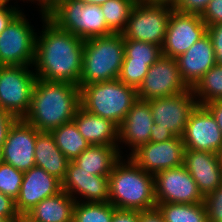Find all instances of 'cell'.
<instances>
[{
	"mask_svg": "<svg viewBox=\"0 0 222 222\" xmlns=\"http://www.w3.org/2000/svg\"><path fill=\"white\" fill-rule=\"evenodd\" d=\"M207 34L213 44L216 64L222 65V23L207 26Z\"/></svg>",
	"mask_w": 222,
	"mask_h": 222,
	"instance_id": "cell-37",
	"label": "cell"
},
{
	"mask_svg": "<svg viewBox=\"0 0 222 222\" xmlns=\"http://www.w3.org/2000/svg\"><path fill=\"white\" fill-rule=\"evenodd\" d=\"M154 178L156 204L204 202L195 180L183 165L161 170Z\"/></svg>",
	"mask_w": 222,
	"mask_h": 222,
	"instance_id": "cell-12",
	"label": "cell"
},
{
	"mask_svg": "<svg viewBox=\"0 0 222 222\" xmlns=\"http://www.w3.org/2000/svg\"><path fill=\"white\" fill-rule=\"evenodd\" d=\"M216 119L222 132V100H214L204 105Z\"/></svg>",
	"mask_w": 222,
	"mask_h": 222,
	"instance_id": "cell-43",
	"label": "cell"
},
{
	"mask_svg": "<svg viewBox=\"0 0 222 222\" xmlns=\"http://www.w3.org/2000/svg\"><path fill=\"white\" fill-rule=\"evenodd\" d=\"M217 156H218L219 164L222 170V148L217 152Z\"/></svg>",
	"mask_w": 222,
	"mask_h": 222,
	"instance_id": "cell-49",
	"label": "cell"
},
{
	"mask_svg": "<svg viewBox=\"0 0 222 222\" xmlns=\"http://www.w3.org/2000/svg\"><path fill=\"white\" fill-rule=\"evenodd\" d=\"M16 7H10L8 4L0 9V33L6 29L10 21L20 12Z\"/></svg>",
	"mask_w": 222,
	"mask_h": 222,
	"instance_id": "cell-41",
	"label": "cell"
},
{
	"mask_svg": "<svg viewBox=\"0 0 222 222\" xmlns=\"http://www.w3.org/2000/svg\"><path fill=\"white\" fill-rule=\"evenodd\" d=\"M10 0H0V9L5 7Z\"/></svg>",
	"mask_w": 222,
	"mask_h": 222,
	"instance_id": "cell-50",
	"label": "cell"
},
{
	"mask_svg": "<svg viewBox=\"0 0 222 222\" xmlns=\"http://www.w3.org/2000/svg\"><path fill=\"white\" fill-rule=\"evenodd\" d=\"M35 164L48 174L63 181L70 160L57 147L50 132H40L34 147Z\"/></svg>",
	"mask_w": 222,
	"mask_h": 222,
	"instance_id": "cell-23",
	"label": "cell"
},
{
	"mask_svg": "<svg viewBox=\"0 0 222 222\" xmlns=\"http://www.w3.org/2000/svg\"><path fill=\"white\" fill-rule=\"evenodd\" d=\"M43 28L36 35L35 59L37 79L63 81L80 85L84 40L58 28L42 12Z\"/></svg>",
	"mask_w": 222,
	"mask_h": 222,
	"instance_id": "cell-1",
	"label": "cell"
},
{
	"mask_svg": "<svg viewBox=\"0 0 222 222\" xmlns=\"http://www.w3.org/2000/svg\"><path fill=\"white\" fill-rule=\"evenodd\" d=\"M149 66L138 62H123L118 79L136 90L144 80Z\"/></svg>",
	"mask_w": 222,
	"mask_h": 222,
	"instance_id": "cell-33",
	"label": "cell"
},
{
	"mask_svg": "<svg viewBox=\"0 0 222 222\" xmlns=\"http://www.w3.org/2000/svg\"><path fill=\"white\" fill-rule=\"evenodd\" d=\"M173 6L149 4L138 0L130 13L124 39L163 45Z\"/></svg>",
	"mask_w": 222,
	"mask_h": 222,
	"instance_id": "cell-7",
	"label": "cell"
},
{
	"mask_svg": "<svg viewBox=\"0 0 222 222\" xmlns=\"http://www.w3.org/2000/svg\"><path fill=\"white\" fill-rule=\"evenodd\" d=\"M13 222H38V221L32 219L27 214H19L18 217Z\"/></svg>",
	"mask_w": 222,
	"mask_h": 222,
	"instance_id": "cell-47",
	"label": "cell"
},
{
	"mask_svg": "<svg viewBox=\"0 0 222 222\" xmlns=\"http://www.w3.org/2000/svg\"><path fill=\"white\" fill-rule=\"evenodd\" d=\"M139 222H164L162 214L157 208L139 211Z\"/></svg>",
	"mask_w": 222,
	"mask_h": 222,
	"instance_id": "cell-44",
	"label": "cell"
},
{
	"mask_svg": "<svg viewBox=\"0 0 222 222\" xmlns=\"http://www.w3.org/2000/svg\"><path fill=\"white\" fill-rule=\"evenodd\" d=\"M36 32L21 11L0 33V66H31L35 59Z\"/></svg>",
	"mask_w": 222,
	"mask_h": 222,
	"instance_id": "cell-9",
	"label": "cell"
},
{
	"mask_svg": "<svg viewBox=\"0 0 222 222\" xmlns=\"http://www.w3.org/2000/svg\"><path fill=\"white\" fill-rule=\"evenodd\" d=\"M139 1L149 4H166L173 6L177 0H139Z\"/></svg>",
	"mask_w": 222,
	"mask_h": 222,
	"instance_id": "cell-46",
	"label": "cell"
},
{
	"mask_svg": "<svg viewBox=\"0 0 222 222\" xmlns=\"http://www.w3.org/2000/svg\"><path fill=\"white\" fill-rule=\"evenodd\" d=\"M16 120V117L0 108V148H3L8 132Z\"/></svg>",
	"mask_w": 222,
	"mask_h": 222,
	"instance_id": "cell-39",
	"label": "cell"
},
{
	"mask_svg": "<svg viewBox=\"0 0 222 222\" xmlns=\"http://www.w3.org/2000/svg\"><path fill=\"white\" fill-rule=\"evenodd\" d=\"M0 222H10L6 217L0 216Z\"/></svg>",
	"mask_w": 222,
	"mask_h": 222,
	"instance_id": "cell-51",
	"label": "cell"
},
{
	"mask_svg": "<svg viewBox=\"0 0 222 222\" xmlns=\"http://www.w3.org/2000/svg\"><path fill=\"white\" fill-rule=\"evenodd\" d=\"M164 222H202L206 216L204 202L195 204H156Z\"/></svg>",
	"mask_w": 222,
	"mask_h": 222,
	"instance_id": "cell-27",
	"label": "cell"
},
{
	"mask_svg": "<svg viewBox=\"0 0 222 222\" xmlns=\"http://www.w3.org/2000/svg\"><path fill=\"white\" fill-rule=\"evenodd\" d=\"M62 189L67 192L75 201L78 194L86 203H107L109 202V176L94 175L70 161L67 172L62 181Z\"/></svg>",
	"mask_w": 222,
	"mask_h": 222,
	"instance_id": "cell-18",
	"label": "cell"
},
{
	"mask_svg": "<svg viewBox=\"0 0 222 222\" xmlns=\"http://www.w3.org/2000/svg\"><path fill=\"white\" fill-rule=\"evenodd\" d=\"M182 80L192 89L204 74L216 65L211 38L206 33L184 54L176 58Z\"/></svg>",
	"mask_w": 222,
	"mask_h": 222,
	"instance_id": "cell-20",
	"label": "cell"
},
{
	"mask_svg": "<svg viewBox=\"0 0 222 222\" xmlns=\"http://www.w3.org/2000/svg\"><path fill=\"white\" fill-rule=\"evenodd\" d=\"M202 222H210L207 217Z\"/></svg>",
	"mask_w": 222,
	"mask_h": 222,
	"instance_id": "cell-53",
	"label": "cell"
},
{
	"mask_svg": "<svg viewBox=\"0 0 222 222\" xmlns=\"http://www.w3.org/2000/svg\"><path fill=\"white\" fill-rule=\"evenodd\" d=\"M204 205L210 222H222V185L204 197Z\"/></svg>",
	"mask_w": 222,
	"mask_h": 222,
	"instance_id": "cell-34",
	"label": "cell"
},
{
	"mask_svg": "<svg viewBox=\"0 0 222 222\" xmlns=\"http://www.w3.org/2000/svg\"><path fill=\"white\" fill-rule=\"evenodd\" d=\"M121 157L109 174V203L115 208L146 211L156 208L154 175L130 157Z\"/></svg>",
	"mask_w": 222,
	"mask_h": 222,
	"instance_id": "cell-3",
	"label": "cell"
},
{
	"mask_svg": "<svg viewBox=\"0 0 222 222\" xmlns=\"http://www.w3.org/2000/svg\"><path fill=\"white\" fill-rule=\"evenodd\" d=\"M23 176V171L2 162L0 165V192L16 200L19 196Z\"/></svg>",
	"mask_w": 222,
	"mask_h": 222,
	"instance_id": "cell-32",
	"label": "cell"
},
{
	"mask_svg": "<svg viewBox=\"0 0 222 222\" xmlns=\"http://www.w3.org/2000/svg\"><path fill=\"white\" fill-rule=\"evenodd\" d=\"M124 55L122 33H113L84 40L80 85L117 79Z\"/></svg>",
	"mask_w": 222,
	"mask_h": 222,
	"instance_id": "cell-4",
	"label": "cell"
},
{
	"mask_svg": "<svg viewBox=\"0 0 222 222\" xmlns=\"http://www.w3.org/2000/svg\"><path fill=\"white\" fill-rule=\"evenodd\" d=\"M206 33L207 25L200 15L173 9L161 47L162 55L176 59Z\"/></svg>",
	"mask_w": 222,
	"mask_h": 222,
	"instance_id": "cell-11",
	"label": "cell"
},
{
	"mask_svg": "<svg viewBox=\"0 0 222 222\" xmlns=\"http://www.w3.org/2000/svg\"><path fill=\"white\" fill-rule=\"evenodd\" d=\"M63 191L62 181L48 174L43 168L34 166L24 172L19 196L15 200L19 214H26L45 198Z\"/></svg>",
	"mask_w": 222,
	"mask_h": 222,
	"instance_id": "cell-17",
	"label": "cell"
},
{
	"mask_svg": "<svg viewBox=\"0 0 222 222\" xmlns=\"http://www.w3.org/2000/svg\"><path fill=\"white\" fill-rule=\"evenodd\" d=\"M115 207L107 203H86L79 199L74 204L73 222H111Z\"/></svg>",
	"mask_w": 222,
	"mask_h": 222,
	"instance_id": "cell-30",
	"label": "cell"
},
{
	"mask_svg": "<svg viewBox=\"0 0 222 222\" xmlns=\"http://www.w3.org/2000/svg\"><path fill=\"white\" fill-rule=\"evenodd\" d=\"M185 150L216 153L222 148V132L210 111L197 105L191 112L182 135Z\"/></svg>",
	"mask_w": 222,
	"mask_h": 222,
	"instance_id": "cell-15",
	"label": "cell"
},
{
	"mask_svg": "<svg viewBox=\"0 0 222 222\" xmlns=\"http://www.w3.org/2000/svg\"><path fill=\"white\" fill-rule=\"evenodd\" d=\"M200 16L207 26L222 23V0H210Z\"/></svg>",
	"mask_w": 222,
	"mask_h": 222,
	"instance_id": "cell-35",
	"label": "cell"
},
{
	"mask_svg": "<svg viewBox=\"0 0 222 222\" xmlns=\"http://www.w3.org/2000/svg\"><path fill=\"white\" fill-rule=\"evenodd\" d=\"M175 135L169 129L158 128L155 123L151 128L150 142H163L174 138Z\"/></svg>",
	"mask_w": 222,
	"mask_h": 222,
	"instance_id": "cell-42",
	"label": "cell"
},
{
	"mask_svg": "<svg viewBox=\"0 0 222 222\" xmlns=\"http://www.w3.org/2000/svg\"><path fill=\"white\" fill-rule=\"evenodd\" d=\"M50 133L53 135L57 147L70 161H73L90 146L78 131L73 120L53 129Z\"/></svg>",
	"mask_w": 222,
	"mask_h": 222,
	"instance_id": "cell-26",
	"label": "cell"
},
{
	"mask_svg": "<svg viewBox=\"0 0 222 222\" xmlns=\"http://www.w3.org/2000/svg\"><path fill=\"white\" fill-rule=\"evenodd\" d=\"M78 131L90 145L118 146V126L111 120L79 108L73 118Z\"/></svg>",
	"mask_w": 222,
	"mask_h": 222,
	"instance_id": "cell-22",
	"label": "cell"
},
{
	"mask_svg": "<svg viewBox=\"0 0 222 222\" xmlns=\"http://www.w3.org/2000/svg\"><path fill=\"white\" fill-rule=\"evenodd\" d=\"M2 149H3V148H0V165H1V163L3 162Z\"/></svg>",
	"mask_w": 222,
	"mask_h": 222,
	"instance_id": "cell-52",
	"label": "cell"
},
{
	"mask_svg": "<svg viewBox=\"0 0 222 222\" xmlns=\"http://www.w3.org/2000/svg\"><path fill=\"white\" fill-rule=\"evenodd\" d=\"M80 107L78 85L36 79L30 109L24 120L39 132H51L72 121Z\"/></svg>",
	"mask_w": 222,
	"mask_h": 222,
	"instance_id": "cell-2",
	"label": "cell"
},
{
	"mask_svg": "<svg viewBox=\"0 0 222 222\" xmlns=\"http://www.w3.org/2000/svg\"><path fill=\"white\" fill-rule=\"evenodd\" d=\"M123 62L144 63L149 67L162 57V48L157 44L124 39Z\"/></svg>",
	"mask_w": 222,
	"mask_h": 222,
	"instance_id": "cell-31",
	"label": "cell"
},
{
	"mask_svg": "<svg viewBox=\"0 0 222 222\" xmlns=\"http://www.w3.org/2000/svg\"><path fill=\"white\" fill-rule=\"evenodd\" d=\"M119 150L118 146L90 145L73 162L91 174L109 176L122 157Z\"/></svg>",
	"mask_w": 222,
	"mask_h": 222,
	"instance_id": "cell-24",
	"label": "cell"
},
{
	"mask_svg": "<svg viewBox=\"0 0 222 222\" xmlns=\"http://www.w3.org/2000/svg\"><path fill=\"white\" fill-rule=\"evenodd\" d=\"M188 90L180 76L177 60L162 56L149 67L136 91L138 99L148 101L175 96Z\"/></svg>",
	"mask_w": 222,
	"mask_h": 222,
	"instance_id": "cell-10",
	"label": "cell"
},
{
	"mask_svg": "<svg viewBox=\"0 0 222 222\" xmlns=\"http://www.w3.org/2000/svg\"><path fill=\"white\" fill-rule=\"evenodd\" d=\"M30 66H0V108L17 119L29 112L37 79Z\"/></svg>",
	"mask_w": 222,
	"mask_h": 222,
	"instance_id": "cell-8",
	"label": "cell"
},
{
	"mask_svg": "<svg viewBox=\"0 0 222 222\" xmlns=\"http://www.w3.org/2000/svg\"><path fill=\"white\" fill-rule=\"evenodd\" d=\"M83 3L86 4H96V5H102L105 3L107 0H80Z\"/></svg>",
	"mask_w": 222,
	"mask_h": 222,
	"instance_id": "cell-48",
	"label": "cell"
},
{
	"mask_svg": "<svg viewBox=\"0 0 222 222\" xmlns=\"http://www.w3.org/2000/svg\"><path fill=\"white\" fill-rule=\"evenodd\" d=\"M46 17L58 28L83 40L113 34L107 27L100 5L80 0H59Z\"/></svg>",
	"mask_w": 222,
	"mask_h": 222,
	"instance_id": "cell-6",
	"label": "cell"
},
{
	"mask_svg": "<svg viewBox=\"0 0 222 222\" xmlns=\"http://www.w3.org/2000/svg\"><path fill=\"white\" fill-rule=\"evenodd\" d=\"M209 1L210 0H177L173 5V9L183 13L201 15Z\"/></svg>",
	"mask_w": 222,
	"mask_h": 222,
	"instance_id": "cell-36",
	"label": "cell"
},
{
	"mask_svg": "<svg viewBox=\"0 0 222 222\" xmlns=\"http://www.w3.org/2000/svg\"><path fill=\"white\" fill-rule=\"evenodd\" d=\"M29 1H34V0H29ZM35 1H38L39 2L38 5L41 6L40 12L47 13L59 0H35Z\"/></svg>",
	"mask_w": 222,
	"mask_h": 222,
	"instance_id": "cell-45",
	"label": "cell"
},
{
	"mask_svg": "<svg viewBox=\"0 0 222 222\" xmlns=\"http://www.w3.org/2000/svg\"><path fill=\"white\" fill-rule=\"evenodd\" d=\"M183 166L195 180L203 197L222 185V170L216 153L185 150Z\"/></svg>",
	"mask_w": 222,
	"mask_h": 222,
	"instance_id": "cell-19",
	"label": "cell"
},
{
	"mask_svg": "<svg viewBox=\"0 0 222 222\" xmlns=\"http://www.w3.org/2000/svg\"><path fill=\"white\" fill-rule=\"evenodd\" d=\"M153 122L150 105L138 99L131 107L118 128V142L131 148V153L143 144L150 142Z\"/></svg>",
	"mask_w": 222,
	"mask_h": 222,
	"instance_id": "cell-21",
	"label": "cell"
},
{
	"mask_svg": "<svg viewBox=\"0 0 222 222\" xmlns=\"http://www.w3.org/2000/svg\"><path fill=\"white\" fill-rule=\"evenodd\" d=\"M39 133L24 119H17L11 126L3 145V162L23 172L36 166L34 147Z\"/></svg>",
	"mask_w": 222,
	"mask_h": 222,
	"instance_id": "cell-16",
	"label": "cell"
},
{
	"mask_svg": "<svg viewBox=\"0 0 222 222\" xmlns=\"http://www.w3.org/2000/svg\"><path fill=\"white\" fill-rule=\"evenodd\" d=\"M18 215L15 200L0 192V216L6 217L10 222H13Z\"/></svg>",
	"mask_w": 222,
	"mask_h": 222,
	"instance_id": "cell-38",
	"label": "cell"
},
{
	"mask_svg": "<svg viewBox=\"0 0 222 222\" xmlns=\"http://www.w3.org/2000/svg\"><path fill=\"white\" fill-rule=\"evenodd\" d=\"M138 0H107L101 6L107 27L113 33H122L130 13Z\"/></svg>",
	"mask_w": 222,
	"mask_h": 222,
	"instance_id": "cell-29",
	"label": "cell"
},
{
	"mask_svg": "<svg viewBox=\"0 0 222 222\" xmlns=\"http://www.w3.org/2000/svg\"><path fill=\"white\" fill-rule=\"evenodd\" d=\"M185 146L182 137L163 142H148L130 153V158L144 171L155 175L161 170L183 165Z\"/></svg>",
	"mask_w": 222,
	"mask_h": 222,
	"instance_id": "cell-14",
	"label": "cell"
},
{
	"mask_svg": "<svg viewBox=\"0 0 222 222\" xmlns=\"http://www.w3.org/2000/svg\"><path fill=\"white\" fill-rule=\"evenodd\" d=\"M75 199L61 191L45 198L26 214L38 222H73Z\"/></svg>",
	"mask_w": 222,
	"mask_h": 222,
	"instance_id": "cell-25",
	"label": "cell"
},
{
	"mask_svg": "<svg viewBox=\"0 0 222 222\" xmlns=\"http://www.w3.org/2000/svg\"><path fill=\"white\" fill-rule=\"evenodd\" d=\"M198 105L222 100V65L216 64L192 88Z\"/></svg>",
	"mask_w": 222,
	"mask_h": 222,
	"instance_id": "cell-28",
	"label": "cell"
},
{
	"mask_svg": "<svg viewBox=\"0 0 222 222\" xmlns=\"http://www.w3.org/2000/svg\"><path fill=\"white\" fill-rule=\"evenodd\" d=\"M79 87L81 108L93 115L111 120L118 127L138 100L136 89L118 78Z\"/></svg>",
	"mask_w": 222,
	"mask_h": 222,
	"instance_id": "cell-5",
	"label": "cell"
},
{
	"mask_svg": "<svg viewBox=\"0 0 222 222\" xmlns=\"http://www.w3.org/2000/svg\"><path fill=\"white\" fill-rule=\"evenodd\" d=\"M111 222H139V211L115 208Z\"/></svg>",
	"mask_w": 222,
	"mask_h": 222,
	"instance_id": "cell-40",
	"label": "cell"
},
{
	"mask_svg": "<svg viewBox=\"0 0 222 222\" xmlns=\"http://www.w3.org/2000/svg\"><path fill=\"white\" fill-rule=\"evenodd\" d=\"M158 128L169 129L177 137H182L191 112L198 105L192 89L175 96L147 101Z\"/></svg>",
	"mask_w": 222,
	"mask_h": 222,
	"instance_id": "cell-13",
	"label": "cell"
}]
</instances>
